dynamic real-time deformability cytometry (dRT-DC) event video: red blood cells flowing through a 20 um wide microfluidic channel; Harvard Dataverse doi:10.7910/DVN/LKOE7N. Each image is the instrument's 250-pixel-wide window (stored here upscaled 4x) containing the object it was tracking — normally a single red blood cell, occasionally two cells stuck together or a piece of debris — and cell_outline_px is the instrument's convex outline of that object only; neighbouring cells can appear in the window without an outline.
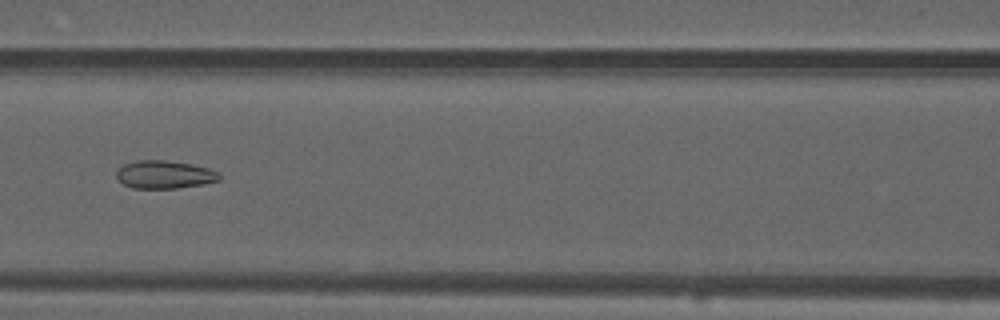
{"species": "common noctule bat (a hibernating species)", "species_latin": "Nyctalus noctula", "temperature_condition": "warm", "stored_images_in_passage": 51, "camera_frame_rate_fps": 3000, "um_per_image_px": 0.085, "animal": {"sex": "male", "forearm_length_mm": 52.5}, "frame": {"image": 1, "passage_image": 21, "time_ms": 6.667, "image_size_px": [1000, 320], "cell_outline_px": [[220, 180], [204, 184], [176, 188], [132, 188], [124, 184], [116, 176], [116, 172], [124, 164], [136, 160], [164, 160], [192, 164], [208, 168], [220, 172]], "centroid_in_image_um": [14.01, 14.83], "position_along_channel_um": 152.6, "area_um2": 16.76}}
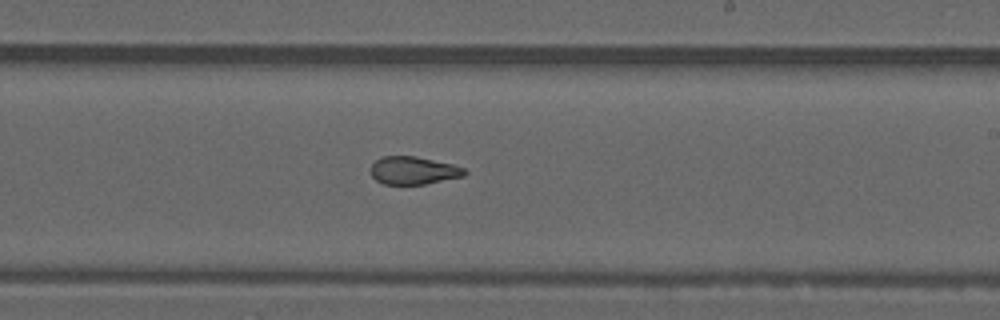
{"frame": {"image": 2, "passage_image": 29, "time_ms": 9.333, "image_size_px": [1000, 320], "cell_outline_px": [[468, 172], [464, 176], [424, 184], [384, 184], [376, 180], [372, 176], [372, 164], [380, 156], [416, 156], [452, 164], [464, 168]], "centroid_in_image_um": [35.15, 14.48], "position_along_channel_um": 253.9, "area_um2": 15.14}}
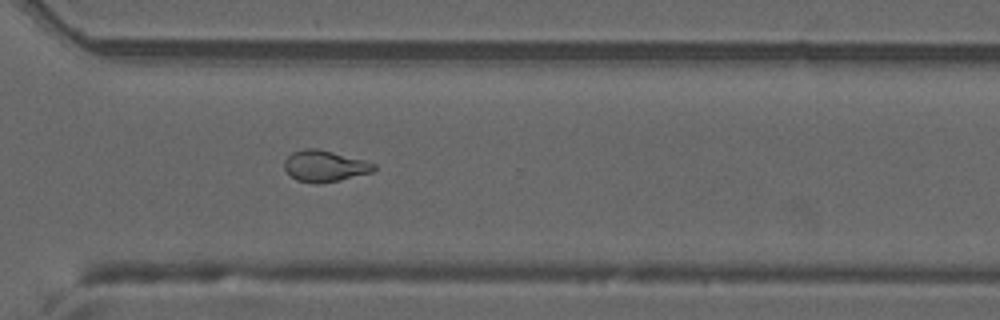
{"frame": {"image": 3, "passage_image": 36, "time_ms": 11.667, "image_size_px": [1000, 320], "cell_outline_px": [[376, 168], [372, 172], [336, 180], [316, 184], [296, 180], [284, 168], [284, 160], [292, 152], [304, 148], [316, 148], [364, 160], [376, 164]], "centroid_in_image_um": [27.57, 14.1], "position_along_channel_um": 343.0, "area_um2": 16.07}, "authors_computed_cell_mechanics": {"area_um2": 17.1666, "velocity_mm_per_s": 3.8179, "shape_relaxation_time_tau1_ms": null, "shape_relaxation_time_tau2_ms": 1.94, "deformation_change_tau1": null, "deformation_change_tau2": 0.0899}}